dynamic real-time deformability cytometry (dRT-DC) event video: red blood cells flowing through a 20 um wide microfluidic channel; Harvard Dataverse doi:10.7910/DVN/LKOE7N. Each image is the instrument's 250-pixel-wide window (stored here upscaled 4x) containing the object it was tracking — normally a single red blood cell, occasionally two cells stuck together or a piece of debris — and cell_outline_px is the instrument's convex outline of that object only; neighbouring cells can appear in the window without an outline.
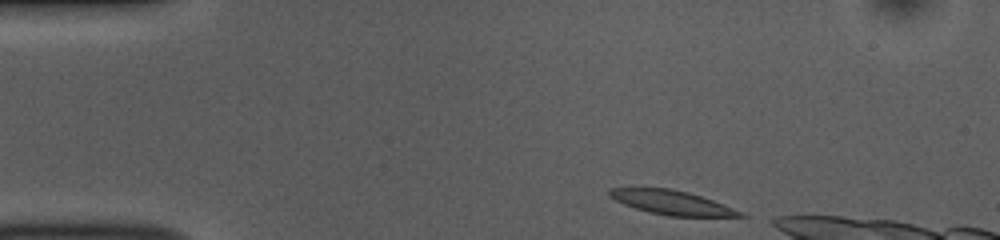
{"species": "common noctule bat (a hibernating species)", "species_latin": "Nyctalus noctula", "temperature_condition": "room temperature", "stored_images_in_passage": 39, "camera_frame_rate_fps": 3000, "um_per_image_px": 0.085, "animal": {"sex": "female", "body_mass_g": 10.0, "forearm_length_mm": 53.1}, "frame": {"image": 1, "passage_image": 1, "time_ms": 0.0, "image_size_px": [1000, 240], "cell_outline_px": [[748, 216], [668, 216], [648, 212], [624, 204], [608, 196], [608, 188], [672, 188], [688, 192], [712, 200], [744, 212]], "centroid_in_image_um": [57.08, 17.21], "position_along_channel_um": 27.9, "area_um2": 18.26}}
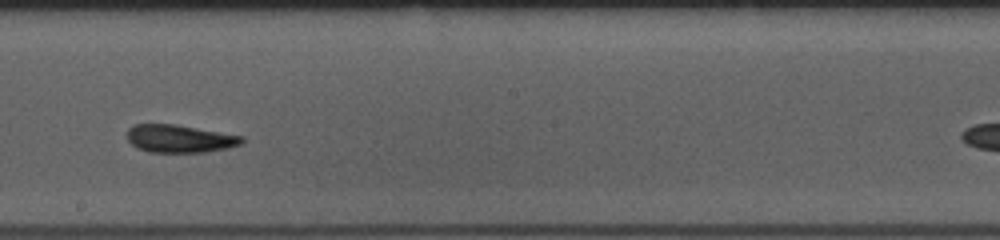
{"frame": {"image": 2, "passage_image": 22, "time_ms": 7.0, "image_size_px": [1000, 240], "cell_outline_px": [[244, 140], [240, 144], [228, 148], [204, 152], [148, 152], [136, 148], [128, 140], [128, 128], [132, 124], [176, 124], [244, 136]], "centroid_in_image_um": [15.26, 11.78], "position_along_channel_um": 232.9, "area_um2": 18.67}}
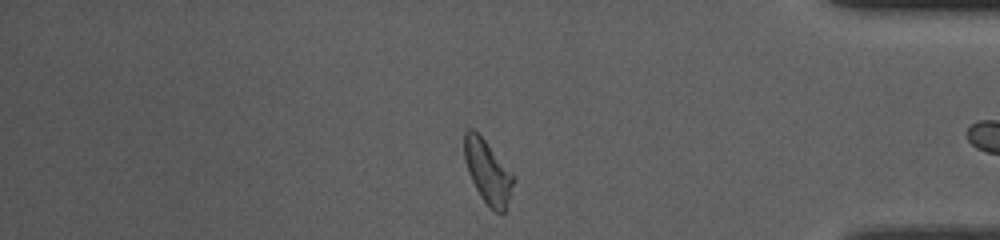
{"frame": {"image": 3, "passage_image": 37, "time_ms": 12.0, "image_size_px": [1000, 240], "cell_outline_px": [[516, 180], [504, 212], [496, 212], [480, 196], [468, 172], [464, 160], [464, 132], [468, 128], [472, 128], [484, 140], [516, 176]], "centroid_in_image_um": [41.47, 14.59], "position_along_channel_um": 393.7, "area_um2": 17.98}}